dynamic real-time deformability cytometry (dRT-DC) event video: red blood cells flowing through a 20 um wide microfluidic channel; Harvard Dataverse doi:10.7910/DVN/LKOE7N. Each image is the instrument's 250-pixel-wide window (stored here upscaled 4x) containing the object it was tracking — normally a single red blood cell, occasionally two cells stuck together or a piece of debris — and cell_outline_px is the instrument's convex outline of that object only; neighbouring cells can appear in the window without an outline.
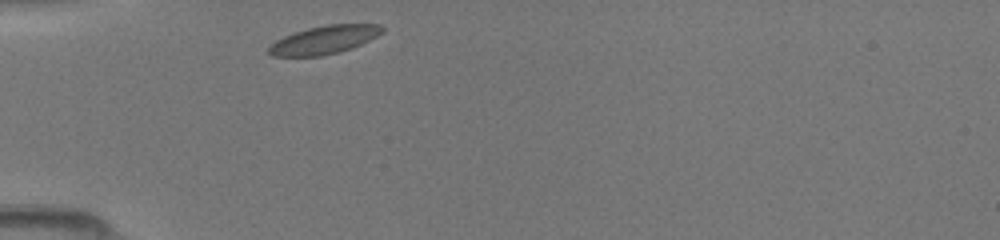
{"species": "common noctule bat (a hibernating species)", "species_latin": "Nyctalus noctula", "temperature_condition": "room temperature", "stored_images_in_passage": 28, "camera_frame_rate_fps": 3000, "um_per_image_px": 0.085, "animal": {"sex": "female", "body_mass_g": 19.5, "forearm_length_mm": 54.1}, "frame": {"image": 1, "passage_image": 1, "time_ms": 0.0, "image_size_px": [1000, 240], "cell_outline_px": [[384, 32], [352, 48], [320, 56], [272, 56], [268, 52], [268, 48], [276, 40], [284, 36], [308, 28], [328, 24], [380, 24], [384, 28]], "centroid_in_image_um": [27.56, 3.38], "position_along_channel_um": 57.4, "area_um2": 18.44}}
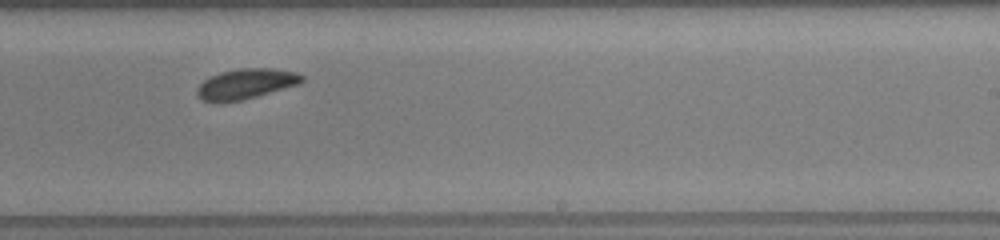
{"frame": {"image": 2, "passage_image": 17, "time_ms": 5.333, "image_size_px": [1000, 240], "cell_outline_px": [[304, 80], [300, 84], [256, 96], [240, 100], [204, 100], [196, 96], [196, 88], [208, 76], [220, 72], [240, 68], [272, 68], [296, 72], [304, 76]], "centroid_in_image_um": [20.92, 7.09], "position_along_channel_um": 268.1, "area_um2": 18.21}}
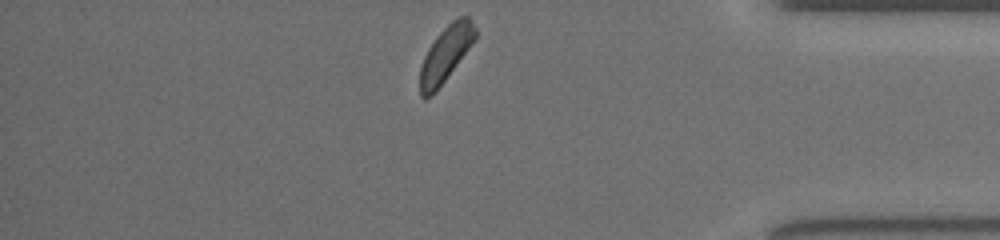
{"frame": {"image": 3, "passage_image": 28, "time_ms": 9.0, "image_size_px": [1000, 240], "cell_outline_px": [[476, 36], [468, 48], [436, 92], [432, 96], [424, 100], [420, 96], [420, 68], [424, 56], [428, 48], [436, 36], [452, 20], [460, 16], [468, 16], [472, 20], [476, 28]], "centroid_in_image_um": [37.85, 4.6], "position_along_channel_um": 397.3, "area_um2": 17.69}}